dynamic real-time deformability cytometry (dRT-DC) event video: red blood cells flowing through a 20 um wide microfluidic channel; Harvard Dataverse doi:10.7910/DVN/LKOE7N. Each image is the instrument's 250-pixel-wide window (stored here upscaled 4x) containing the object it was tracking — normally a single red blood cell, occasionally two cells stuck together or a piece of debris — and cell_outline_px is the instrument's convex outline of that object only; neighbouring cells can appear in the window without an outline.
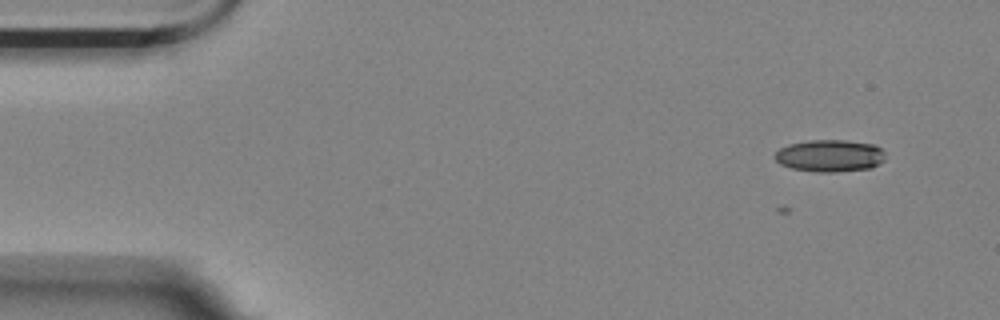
{"species": "Egyptian fruit bat (a non-hibernating species)", "species_latin": "Rousettus aegyptiacus", "temperature_condition": "room temperature", "stored_images_in_passage": 5, "camera_frame_rate_fps": 3000, "um_per_image_px": 0.085, "animal": {"sex": "female"}, "frame": {"image": 1, "passage_image": 2, "time_ms": 2.0, "image_size_px": [1000, 320], "cell_outline_px": [[884, 160], [872, 168], [836, 172], [816, 172], [792, 168], [780, 164], [772, 156], [780, 148], [788, 144], [808, 140], [844, 140], [876, 144], [884, 152]], "centroid_in_image_um": [70.53, 13.23], "position_along_channel_um": 14.5, "area_um2": 20.87}}